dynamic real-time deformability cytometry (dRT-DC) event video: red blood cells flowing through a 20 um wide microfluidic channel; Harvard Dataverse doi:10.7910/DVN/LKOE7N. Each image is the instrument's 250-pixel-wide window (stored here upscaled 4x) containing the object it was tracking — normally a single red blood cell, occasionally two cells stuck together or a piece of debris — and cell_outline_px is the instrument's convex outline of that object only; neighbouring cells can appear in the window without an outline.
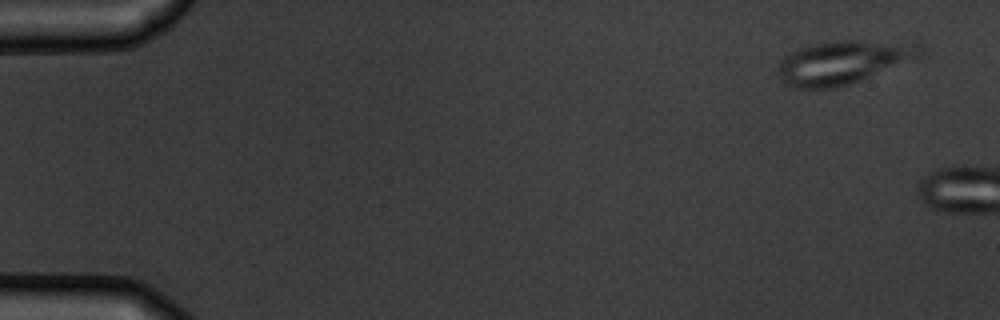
{"species": "common noctule bat (a hibernating species)", "species_latin": "Nyctalus noctula", "temperature_condition": "warm", "stored_images_in_passage": 2, "camera_frame_rate_fps": 3000, "um_per_image_px": 0.085, "animal": {"sex": "male", "body_mass_g": 19.5, "forearm_length_mm": 54.6}, "frame": {"image": 1, "passage_image": 1, "time_ms": 0.0, "image_size_px": [1000, 320], "cell_outline_px": [[924, 52], [916, 60], [860, 80], [848, 84], [832, 88], [796, 88], [780, 80], [780, 64], [784, 56], [808, 44], [832, 40], [920, 40], [924, 48]], "centroid_in_image_um": [71.85, 5.23], "position_along_channel_um": 13.2, "area_um2": 36.82}}